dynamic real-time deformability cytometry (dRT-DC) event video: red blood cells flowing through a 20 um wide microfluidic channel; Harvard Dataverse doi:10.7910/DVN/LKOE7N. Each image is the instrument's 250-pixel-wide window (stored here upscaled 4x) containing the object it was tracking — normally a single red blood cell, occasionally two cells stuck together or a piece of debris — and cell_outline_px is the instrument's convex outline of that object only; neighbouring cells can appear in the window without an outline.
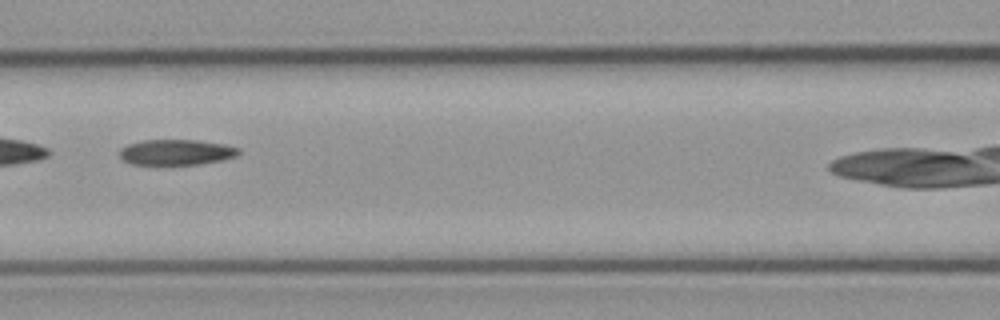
{"species": "common noctule bat (a hibernating species)", "species_latin": "Nyctalus noctula", "temperature_condition": "cold", "stored_images_in_passage": 31, "camera_frame_rate_fps": 3000, "um_per_image_px": 0.085, "animal": {"sex": "male", "body_mass_g": 23.1, "forearm_length_mm": 52.7}, "frame": {"image": 1, "passage_image": 10, "time_ms": 3.0, "image_size_px": [1000, 320], "cell_outline_px": [[240, 152], [236, 156], [224, 160], [196, 164], [132, 164], [124, 160], [120, 156], [120, 148], [128, 144], [144, 140], [200, 140], [224, 144], [240, 148]], "centroid_in_image_um": [15.01, 12.93], "position_along_channel_um": 151.6, "area_um2": 17.69}}